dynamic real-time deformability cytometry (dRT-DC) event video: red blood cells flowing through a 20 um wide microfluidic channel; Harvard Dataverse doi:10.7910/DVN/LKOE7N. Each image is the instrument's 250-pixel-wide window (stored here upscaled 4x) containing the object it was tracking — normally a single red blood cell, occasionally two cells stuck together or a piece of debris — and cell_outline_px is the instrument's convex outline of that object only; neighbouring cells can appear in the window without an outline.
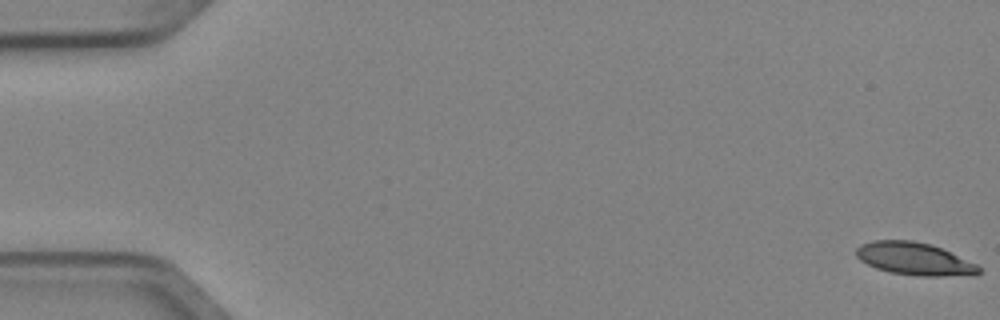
{"species": "Egyptian fruit bat (a non-hibernating species)", "species_latin": "Rousettus aegyptiacus", "temperature_condition": "cold", "stored_images_in_passage": 5, "camera_frame_rate_fps": 3000, "um_per_image_px": 0.085, "animal": {"sex": "female"}, "frame": {"image": 1, "passage_image": 1, "time_ms": 0.0, "image_size_px": [1000, 320], "cell_outline_px": [[980, 272], [976, 276], [920, 276], [892, 272], [876, 268], [860, 260], [856, 256], [856, 248], [860, 244], [872, 240], [912, 240], [932, 244], [976, 264], [980, 268]], "centroid_in_image_um": [77.73, 22.0], "position_along_channel_um": 7.3, "area_um2": 23.35}}
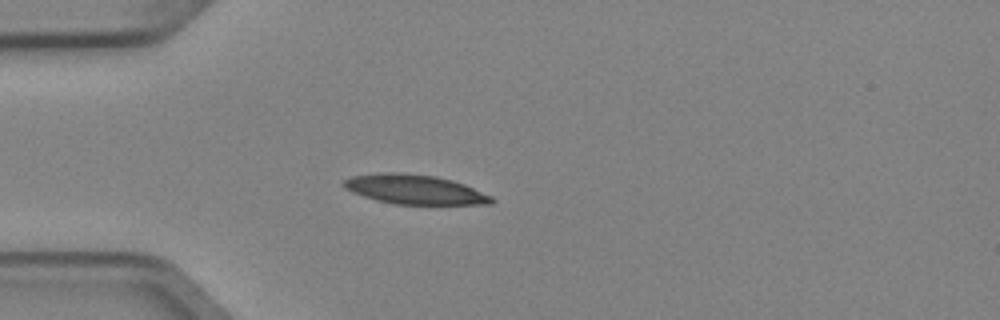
{"frame": {"image": 2, "passage_image": 5, "time_ms": 1.333, "image_size_px": [1000, 320], "cell_outline_px": [[496, 200], [492, 204], [396, 204], [376, 200], [352, 192], [344, 188], [340, 184], [344, 180], [352, 176], [380, 172], [400, 172], [436, 176], [452, 180], [464, 184], [492, 196]], "centroid_in_image_um": [35.23, 16.09], "position_along_channel_um": 49.8, "area_um2": 25.49}}